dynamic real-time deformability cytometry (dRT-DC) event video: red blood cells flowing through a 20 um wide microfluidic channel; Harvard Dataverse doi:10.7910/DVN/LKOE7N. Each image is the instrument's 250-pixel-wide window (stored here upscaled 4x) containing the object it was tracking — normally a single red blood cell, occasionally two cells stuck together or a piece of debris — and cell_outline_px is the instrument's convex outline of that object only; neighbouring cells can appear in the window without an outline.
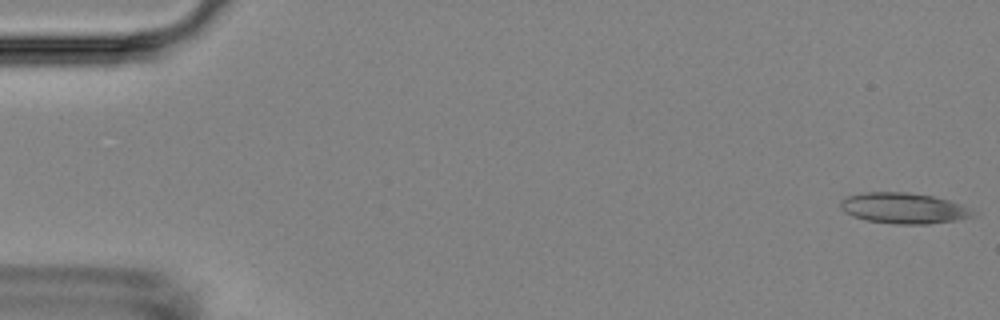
{"species": "Egyptian fruit bat (a non-hibernating species)", "species_latin": "Rousettus aegyptiacus", "temperature_condition": "room temperature", "stored_images_in_passage": 16, "camera_frame_rate_fps": 3000, "um_per_image_px": 0.085, "animal": {"sex": "female"}, "frame": {"image": 1, "passage_image": 1, "time_ms": 0.0, "image_size_px": [1000, 320], "cell_outline_px": [[976, 216], [956, 220], [928, 224], [900, 224], [868, 220], [852, 216], [844, 212], [840, 208], [840, 200], [848, 196], [860, 192], [908, 192], [932, 196], [948, 200], [960, 204]], "centroid_in_image_um": [76.74, 17.69], "position_along_channel_um": 8.3, "area_um2": 23.52}}